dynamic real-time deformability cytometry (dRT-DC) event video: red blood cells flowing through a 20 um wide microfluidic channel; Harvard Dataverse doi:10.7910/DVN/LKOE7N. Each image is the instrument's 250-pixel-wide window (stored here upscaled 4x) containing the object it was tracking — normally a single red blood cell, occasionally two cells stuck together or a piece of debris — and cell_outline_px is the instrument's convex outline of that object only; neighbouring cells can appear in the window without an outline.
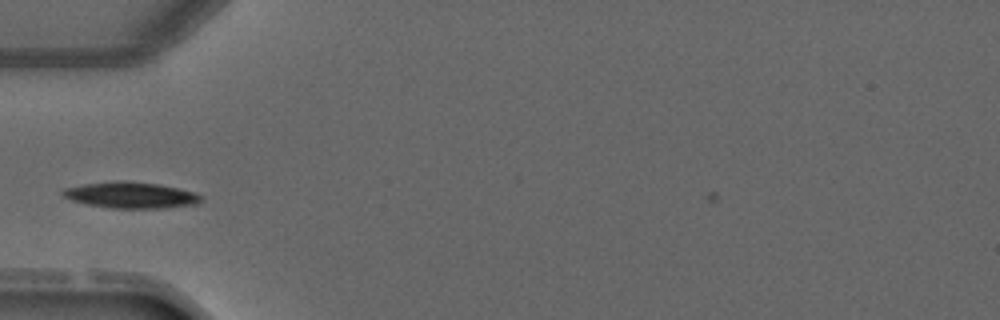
{"species": "common noctule bat (a hibernating species)", "species_latin": "Nyctalus noctula", "temperature_condition": "warm", "stored_images_in_passage": 3, "camera_frame_rate_fps": 3000, "um_per_image_px": 0.085, "animal": {"sex": "male", "forearm_length_mm": 52.5}, "frame": {"image": 1, "passage_image": 3, "time_ms": 2.333, "image_size_px": [1000, 320], "cell_outline_px": [[204, 200], [196, 204], [168, 208], [112, 208], [88, 204], [72, 200], [64, 196], [60, 192], [64, 188], [84, 184], [116, 180], [124, 180], [156, 184], [196, 192], [204, 196]], "centroid_in_image_um": [11.17, 16.58], "position_along_channel_um": 73.8, "area_um2": 21.15}}